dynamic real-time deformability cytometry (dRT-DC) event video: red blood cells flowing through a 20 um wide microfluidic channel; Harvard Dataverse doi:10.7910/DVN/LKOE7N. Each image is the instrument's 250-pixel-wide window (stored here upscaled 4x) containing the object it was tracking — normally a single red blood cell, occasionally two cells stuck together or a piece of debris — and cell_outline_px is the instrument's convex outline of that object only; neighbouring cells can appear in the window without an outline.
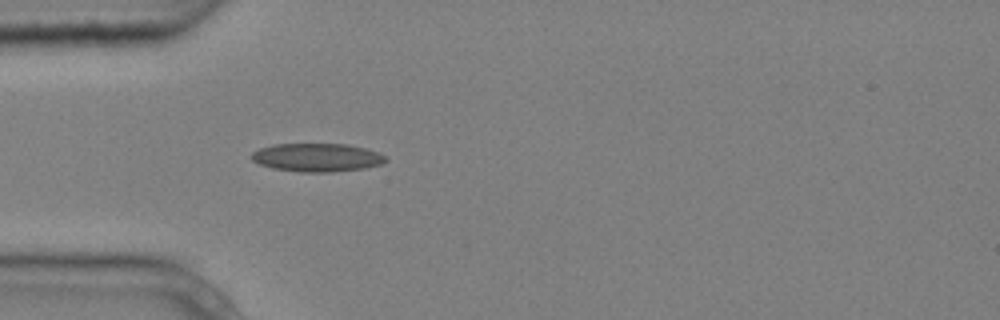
{"species": "common noctule bat (a hibernating species)", "species_latin": "Nyctalus noctula", "temperature_condition": "cold", "stored_images_in_passage": 1, "camera_frame_rate_fps": 3000, "um_per_image_px": 0.085, "animal": {"sex": "male", "body_mass_g": 20.4}, "frame": {"image": 1, "passage_image": 1, "time_ms": 0.0, "image_size_px": [1000, 320], "cell_outline_px": [[388, 160], [380, 164], [364, 168], [332, 172], [300, 172], [272, 168], [260, 164], [252, 160], [252, 152], [260, 148], [272, 144], [348, 144], [364, 148], [376, 152], [384, 156]], "centroid_in_image_um": [26.92, 13.38], "position_along_channel_um": 58.1, "area_um2": 22.02}}